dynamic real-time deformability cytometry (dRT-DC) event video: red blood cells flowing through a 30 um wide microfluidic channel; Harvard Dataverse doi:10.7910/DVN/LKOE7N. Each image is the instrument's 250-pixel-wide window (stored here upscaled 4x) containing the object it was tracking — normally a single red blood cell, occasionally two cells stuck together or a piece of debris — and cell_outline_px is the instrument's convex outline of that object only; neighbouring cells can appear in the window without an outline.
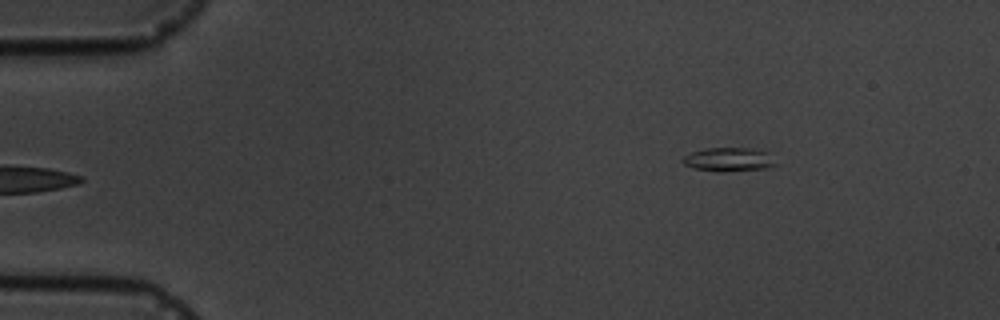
{"species": "common noctule bat (a hibernating species)", "species_latin": "Nyctalus noctula", "temperature_condition": "cold", "stored_images_in_passage": 4, "camera_frame_rate_fps": 3000, "um_per_image_px": 0.085, "animal": {"sex": "male", "body_mass_g": 19.5, "forearm_length_mm": 54.6}, "frame": {"image": 1, "passage_image": 4, "time_ms": 4.333, "image_size_px": [1000, 320], "cell_outline_px": [[780, 164], [768, 168], [720, 172], [716, 172], [692, 168], [684, 164], [680, 160], [684, 156], [692, 152], [704, 148], [748, 148], [764, 152]], "centroid_in_image_um": [61.91, 13.57], "position_along_channel_um": 23.1, "area_um2": 12.95}}